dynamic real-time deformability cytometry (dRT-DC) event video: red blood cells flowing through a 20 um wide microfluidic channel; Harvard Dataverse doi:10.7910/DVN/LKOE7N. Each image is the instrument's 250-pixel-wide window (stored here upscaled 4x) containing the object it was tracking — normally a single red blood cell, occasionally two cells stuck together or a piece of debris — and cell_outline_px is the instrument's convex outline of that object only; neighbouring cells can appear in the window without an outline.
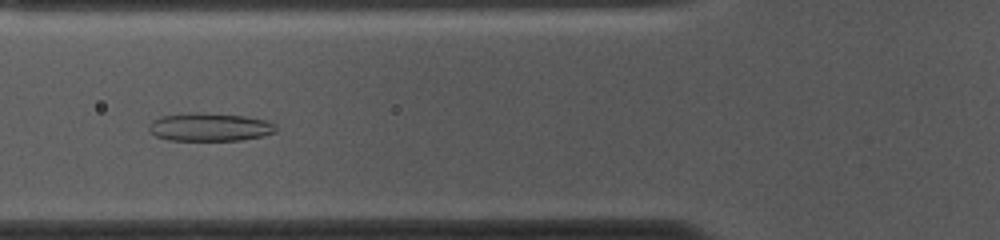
{"species": "common noctule bat (a hibernating species)", "species_latin": "Nyctalus noctula", "temperature_condition": "cold", "stored_images_in_passage": 40, "camera_frame_rate_fps": 3000, "um_per_image_px": 0.085, "animal": {"sex": "female", "body_mass_g": 10.0, "forearm_length_mm": 53.1}, "frame": {"image": 1, "passage_image": 5, "time_ms": 1.333, "image_size_px": [1000, 240], "cell_outline_px": [[276, 132], [264, 136], [240, 140], [168, 140], [156, 136], [148, 128], [148, 124], [152, 120], [160, 116], [188, 112], [196, 112], [244, 116], [268, 120], [276, 128]], "centroid_in_image_um": [17.8, 10.79], "position_along_channel_um": 108.0, "area_um2": 20.92}}
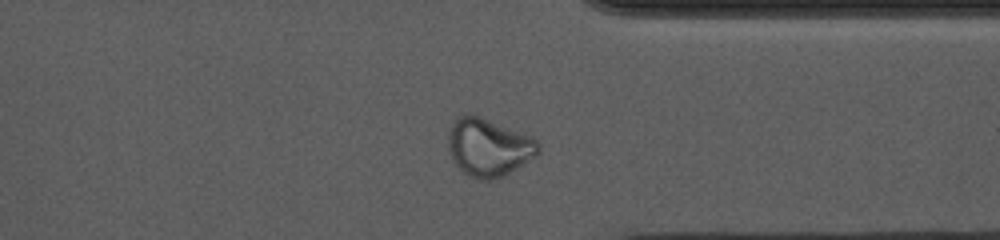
{"frame": {"image": 2, "passage_image": 27, "time_ms": 8.667, "image_size_px": [1000, 240], "cell_outline_px": [[540, 152], [516, 168], [500, 176], [488, 180], [484, 180], [472, 176], [464, 172], [456, 164], [448, 152], [448, 136], [452, 124], [456, 116], [476, 116], [532, 136], [540, 144]], "centroid_in_image_um": [41.52, 12.52], "position_along_channel_um": 369.9, "area_um2": 29.54}}
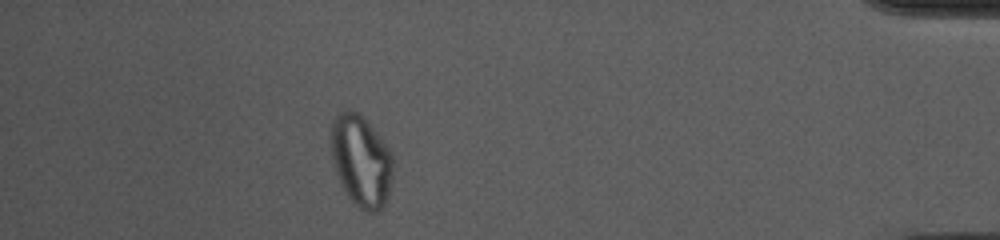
{"frame": {"image": 3, "passage_image": 34, "time_ms": 11.0, "image_size_px": [1000, 240], "cell_outline_px": [[392, 176], [388, 192], [384, 204], [376, 212], [368, 212], [360, 208], [348, 196], [336, 172], [332, 156], [332, 120], [340, 112], [348, 108], [364, 116], [388, 148], [392, 156]], "centroid_in_image_um": [30.7, 13.63], "position_along_channel_um": 404.5, "area_um2": 32.37}, "authors_computed_cell_mechanics": {"area_um2": 23.5824, "velocity_mm_per_s": 3.6208, "shape_relaxation_time_tau1_ms": null, "shape_relaxation_time_tau2_ms": 2.5377, "deformation_change_tau1": null, "deformation_change_tau2": 0.0938}}